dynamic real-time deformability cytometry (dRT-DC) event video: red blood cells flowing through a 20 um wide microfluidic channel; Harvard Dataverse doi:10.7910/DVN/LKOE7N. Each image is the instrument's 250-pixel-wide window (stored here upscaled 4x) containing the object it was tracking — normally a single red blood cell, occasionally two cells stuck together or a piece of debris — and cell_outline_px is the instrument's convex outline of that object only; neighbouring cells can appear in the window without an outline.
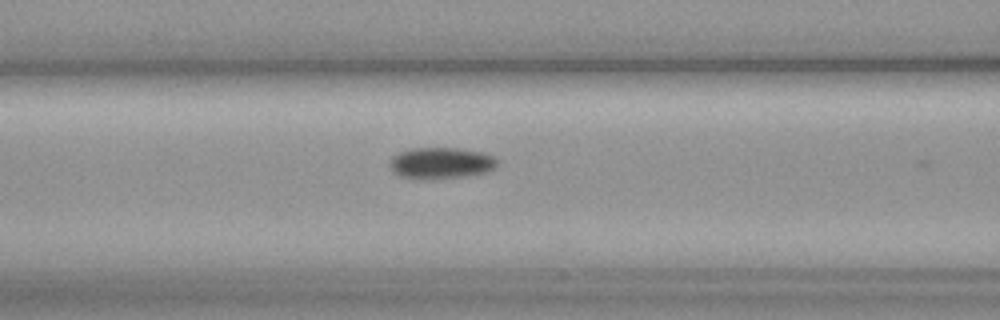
{"species": "common noctule bat (a hibernating species)", "species_latin": "Nyctalus noctula", "temperature_condition": "cold", "stored_images_in_passage": 27, "camera_frame_rate_fps": 3000, "um_per_image_px": 0.085, "animal": {"sex": "female", "body_mass_g": 19.3, "forearm_length_mm": 54.1}, "frame": {"image": 1, "passage_image": 4, "time_ms": 1.0, "image_size_px": [1000, 320], "cell_outline_px": [[500, 160], [496, 168], [488, 172], [464, 176], [436, 180], [420, 180], [400, 176], [392, 172], [388, 168], [388, 160], [392, 156], [400, 152], [412, 148], [456, 148], [484, 152]], "centroid_in_image_um": [37.46, 13.88], "position_along_channel_um": 129.1, "area_um2": 20.35}}
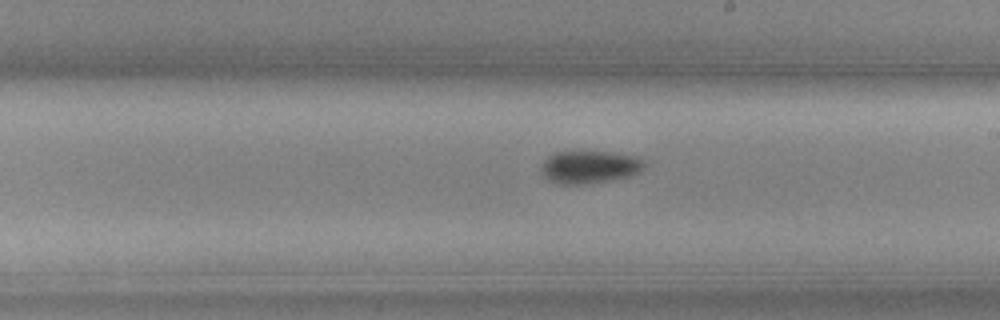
{"frame": {"image": 2, "passage_image": 13, "time_ms": 4.0, "image_size_px": [1000, 320], "cell_outline_px": [[644, 168], [640, 172], [632, 176], [588, 184], [556, 184], [548, 180], [540, 172], [540, 164], [552, 152], [612, 152], [636, 156], [644, 160]], "centroid_in_image_um": [50.09, 14.2], "position_along_channel_um": 238.9, "area_um2": 20.0}}
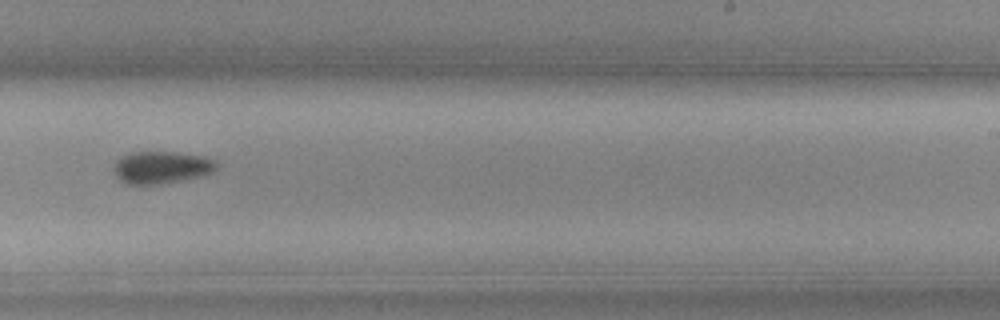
{"frame": {"image": 3, "passage_image": 16, "time_ms": 5.0, "image_size_px": [1000, 320], "cell_outline_px": [[220, 164], [212, 172], [204, 176], [184, 180], [160, 184], [128, 184], [120, 180], [116, 176], [112, 168], [116, 160], [132, 152], [176, 152], [204, 156], [216, 160]], "centroid_in_image_um": [13.77, 14.23], "position_along_channel_um": 275.2, "area_um2": 19.59}, "authors_computed_cell_mechanics": {"area_um2": 19.363, "velocity_mm_per_s": 3.6674, "shape_relaxation_time_tau1_ms": 0.9659, "shape_relaxation_time_tau2_ms": null, "deformation_change_tau1": 0.0411, "deformation_change_tau2": null}}